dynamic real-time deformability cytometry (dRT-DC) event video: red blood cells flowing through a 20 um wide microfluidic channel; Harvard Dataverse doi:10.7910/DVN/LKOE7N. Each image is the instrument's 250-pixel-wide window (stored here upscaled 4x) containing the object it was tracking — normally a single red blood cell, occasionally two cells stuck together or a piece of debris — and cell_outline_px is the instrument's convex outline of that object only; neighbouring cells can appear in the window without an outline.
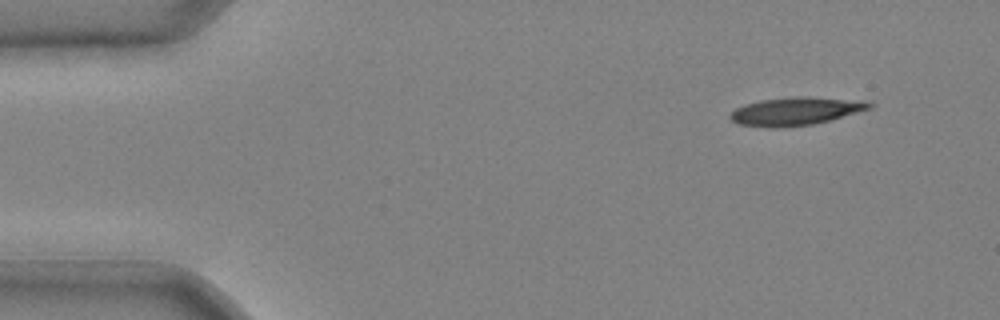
{"species": "common noctule bat (a hibernating species)", "species_latin": "Nyctalus noctula", "temperature_condition": "cold", "stored_images_in_passage": 3, "camera_frame_rate_fps": 3000, "um_per_image_px": 0.085, "animal": {"sex": "male", "body_mass_g": 20.4}, "frame": {"image": 1, "passage_image": 1, "time_ms": 0.0, "image_size_px": [1000, 320], "cell_outline_px": [[876, 104], [872, 108], [828, 120], [812, 124], [776, 128], [772, 128], [736, 124], [728, 116], [736, 108], [744, 104], [760, 100], [796, 96], [800, 96], [864, 100]], "centroid_in_image_um": [67.62, 9.44], "position_along_channel_um": 17.4, "area_um2": 22.77}}